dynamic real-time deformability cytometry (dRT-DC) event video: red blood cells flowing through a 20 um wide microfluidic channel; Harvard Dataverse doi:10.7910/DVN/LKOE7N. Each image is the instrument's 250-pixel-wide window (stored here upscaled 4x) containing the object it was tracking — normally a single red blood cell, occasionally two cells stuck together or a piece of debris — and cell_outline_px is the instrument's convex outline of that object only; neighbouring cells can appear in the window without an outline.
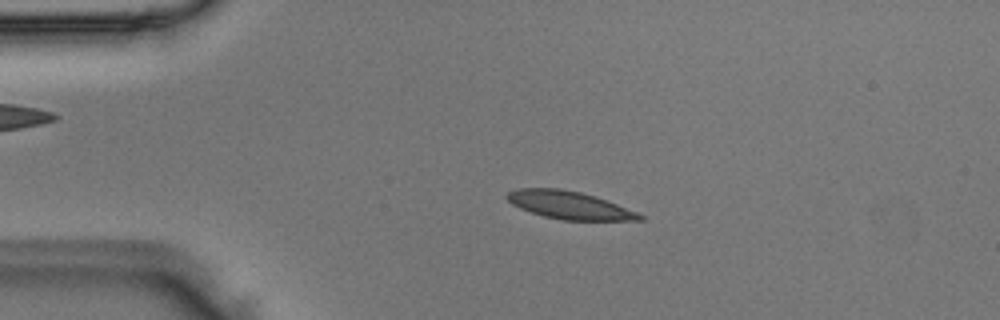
{"species": "Egyptian fruit bat (a non-hibernating species)", "species_latin": "Rousettus aegyptiacus", "temperature_condition": "room temperature", "stored_images_in_passage": 44, "camera_frame_rate_fps": 3000, "um_per_image_px": 0.085, "animal": {"sex": "male"}, "frame": {"image": 1, "passage_image": 5, "time_ms": 1.333, "image_size_px": [1000, 320], "cell_outline_px": [[644, 220], [560, 220], [544, 216], [520, 208], [512, 204], [504, 196], [508, 192], [516, 188], [560, 188], [580, 192], [616, 204], [636, 212], [644, 216]], "centroid_in_image_um": [48.33, 17.43], "position_along_channel_um": 36.7, "area_um2": 21.21}}
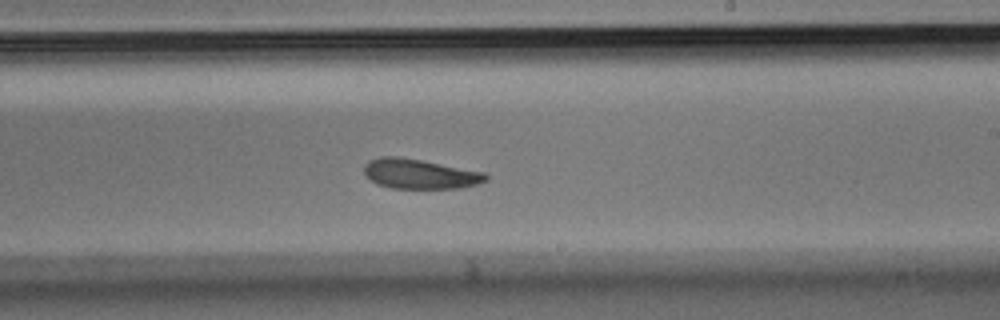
{"frame": {"image": 2, "passage_image": 24, "time_ms": 7.667, "image_size_px": [1000, 320], "cell_outline_px": [[488, 180], [476, 184], [460, 188], [392, 188], [376, 184], [364, 172], [364, 164], [368, 160], [380, 156], [400, 156], [484, 172], [488, 176]], "centroid_in_image_um": [35.66, 14.77], "position_along_channel_um": 253.3, "area_um2": 21.1}}
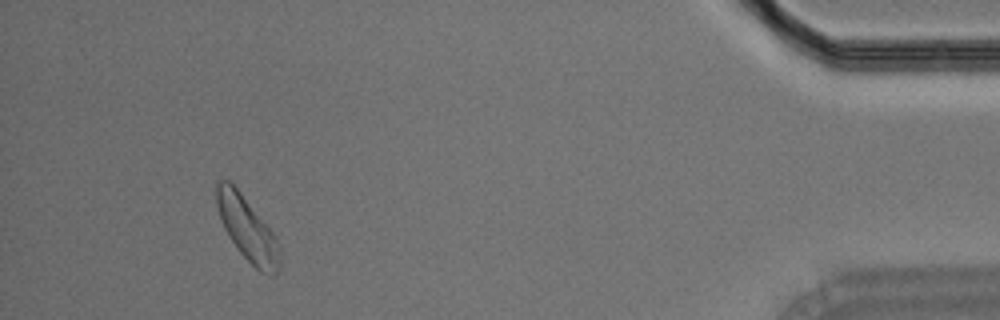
{"frame": {"image": 3, "passage_image": 41, "time_ms": 13.333, "image_size_px": [1000, 320], "cell_outline_px": [[280, 268], [276, 276], [260, 272], [240, 252], [228, 236], [224, 228], [216, 204], [216, 180], [228, 180], [240, 192], [276, 236], [280, 260]], "centroid_in_image_um": [21.02, 19.47], "position_along_channel_um": 414.2, "area_um2": 23.18}}